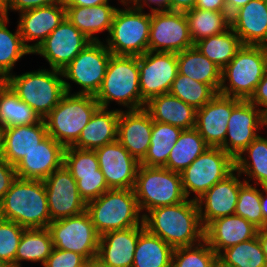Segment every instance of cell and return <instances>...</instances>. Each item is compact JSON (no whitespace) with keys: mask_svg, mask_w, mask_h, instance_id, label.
<instances>
[{"mask_svg":"<svg viewBox=\"0 0 267 267\" xmlns=\"http://www.w3.org/2000/svg\"><path fill=\"white\" fill-rule=\"evenodd\" d=\"M169 93L197 110L208 103L218 92L211 85L197 82L189 76L177 73Z\"/></svg>","mask_w":267,"mask_h":267,"instance_id":"b9f144b4","label":"cell"},{"mask_svg":"<svg viewBox=\"0 0 267 267\" xmlns=\"http://www.w3.org/2000/svg\"><path fill=\"white\" fill-rule=\"evenodd\" d=\"M194 8L227 13L226 0H197Z\"/></svg>","mask_w":267,"mask_h":267,"instance_id":"f5cc1de1","label":"cell"},{"mask_svg":"<svg viewBox=\"0 0 267 267\" xmlns=\"http://www.w3.org/2000/svg\"><path fill=\"white\" fill-rule=\"evenodd\" d=\"M8 23V17L0 22V72L6 77L12 74L14 65L21 57L33 54L24 44L18 26L15 33H12L6 27Z\"/></svg>","mask_w":267,"mask_h":267,"instance_id":"60d3db41","label":"cell"},{"mask_svg":"<svg viewBox=\"0 0 267 267\" xmlns=\"http://www.w3.org/2000/svg\"><path fill=\"white\" fill-rule=\"evenodd\" d=\"M63 165L76 181L80 180V176L103 175L95 150L66 147Z\"/></svg>","mask_w":267,"mask_h":267,"instance_id":"f6af8a7d","label":"cell"},{"mask_svg":"<svg viewBox=\"0 0 267 267\" xmlns=\"http://www.w3.org/2000/svg\"><path fill=\"white\" fill-rule=\"evenodd\" d=\"M257 232L256 226L234 214L210 222L204 228V240L218 255L224 249L255 238Z\"/></svg>","mask_w":267,"mask_h":267,"instance_id":"484cf974","label":"cell"},{"mask_svg":"<svg viewBox=\"0 0 267 267\" xmlns=\"http://www.w3.org/2000/svg\"><path fill=\"white\" fill-rule=\"evenodd\" d=\"M193 46L185 12H151L148 51L177 54Z\"/></svg>","mask_w":267,"mask_h":267,"instance_id":"5bb4252c","label":"cell"},{"mask_svg":"<svg viewBox=\"0 0 267 267\" xmlns=\"http://www.w3.org/2000/svg\"><path fill=\"white\" fill-rule=\"evenodd\" d=\"M140 234L141 225L102 234L96 261L103 267H132Z\"/></svg>","mask_w":267,"mask_h":267,"instance_id":"603a6c76","label":"cell"},{"mask_svg":"<svg viewBox=\"0 0 267 267\" xmlns=\"http://www.w3.org/2000/svg\"><path fill=\"white\" fill-rule=\"evenodd\" d=\"M25 229L14 221L0 218V260L9 267H14L19 242Z\"/></svg>","mask_w":267,"mask_h":267,"instance_id":"bcb514c9","label":"cell"},{"mask_svg":"<svg viewBox=\"0 0 267 267\" xmlns=\"http://www.w3.org/2000/svg\"><path fill=\"white\" fill-rule=\"evenodd\" d=\"M18 28L24 44L33 52L65 18L63 4L29 9L19 13ZM37 40L34 44L28 42Z\"/></svg>","mask_w":267,"mask_h":267,"instance_id":"d4e9b609","label":"cell"},{"mask_svg":"<svg viewBox=\"0 0 267 267\" xmlns=\"http://www.w3.org/2000/svg\"><path fill=\"white\" fill-rule=\"evenodd\" d=\"M47 136L43 119L35 124L3 128L0 130V155L9 164L16 166Z\"/></svg>","mask_w":267,"mask_h":267,"instance_id":"cb8c5ba5","label":"cell"},{"mask_svg":"<svg viewBox=\"0 0 267 267\" xmlns=\"http://www.w3.org/2000/svg\"><path fill=\"white\" fill-rule=\"evenodd\" d=\"M0 218L30 228H48L51 217L43 180L16 178L0 200Z\"/></svg>","mask_w":267,"mask_h":267,"instance_id":"7a4b0ae2","label":"cell"},{"mask_svg":"<svg viewBox=\"0 0 267 267\" xmlns=\"http://www.w3.org/2000/svg\"><path fill=\"white\" fill-rule=\"evenodd\" d=\"M7 84V77L0 72V90Z\"/></svg>","mask_w":267,"mask_h":267,"instance_id":"6125c7cd","label":"cell"},{"mask_svg":"<svg viewBox=\"0 0 267 267\" xmlns=\"http://www.w3.org/2000/svg\"><path fill=\"white\" fill-rule=\"evenodd\" d=\"M249 101L267 116V69Z\"/></svg>","mask_w":267,"mask_h":267,"instance_id":"816d5d0a","label":"cell"},{"mask_svg":"<svg viewBox=\"0 0 267 267\" xmlns=\"http://www.w3.org/2000/svg\"><path fill=\"white\" fill-rule=\"evenodd\" d=\"M109 189H134L140 163L118 140L95 149Z\"/></svg>","mask_w":267,"mask_h":267,"instance_id":"ac0fdd59","label":"cell"},{"mask_svg":"<svg viewBox=\"0 0 267 267\" xmlns=\"http://www.w3.org/2000/svg\"><path fill=\"white\" fill-rule=\"evenodd\" d=\"M145 229L173 248L193 246L204 240L197 201L188 198L181 203L156 207L142 213Z\"/></svg>","mask_w":267,"mask_h":267,"instance_id":"6da1fadb","label":"cell"},{"mask_svg":"<svg viewBox=\"0 0 267 267\" xmlns=\"http://www.w3.org/2000/svg\"><path fill=\"white\" fill-rule=\"evenodd\" d=\"M241 101L217 93L202 108L197 109L194 128L209 147H221L224 144L232 110Z\"/></svg>","mask_w":267,"mask_h":267,"instance_id":"d6986e66","label":"cell"},{"mask_svg":"<svg viewBox=\"0 0 267 267\" xmlns=\"http://www.w3.org/2000/svg\"><path fill=\"white\" fill-rule=\"evenodd\" d=\"M208 148L195 128L183 129L164 167L181 173Z\"/></svg>","mask_w":267,"mask_h":267,"instance_id":"d590c367","label":"cell"},{"mask_svg":"<svg viewBox=\"0 0 267 267\" xmlns=\"http://www.w3.org/2000/svg\"><path fill=\"white\" fill-rule=\"evenodd\" d=\"M260 189H261V209L265 220V227H267V187L261 186Z\"/></svg>","mask_w":267,"mask_h":267,"instance_id":"91938a15","label":"cell"},{"mask_svg":"<svg viewBox=\"0 0 267 267\" xmlns=\"http://www.w3.org/2000/svg\"><path fill=\"white\" fill-rule=\"evenodd\" d=\"M64 150L59 142L48 135L15 166L16 176L44 181L63 165Z\"/></svg>","mask_w":267,"mask_h":267,"instance_id":"7402d4cb","label":"cell"},{"mask_svg":"<svg viewBox=\"0 0 267 267\" xmlns=\"http://www.w3.org/2000/svg\"><path fill=\"white\" fill-rule=\"evenodd\" d=\"M57 4H62V0H7L5 11L7 17H9L8 11L10 10L20 13L29 9Z\"/></svg>","mask_w":267,"mask_h":267,"instance_id":"681fc988","label":"cell"},{"mask_svg":"<svg viewBox=\"0 0 267 267\" xmlns=\"http://www.w3.org/2000/svg\"><path fill=\"white\" fill-rule=\"evenodd\" d=\"M174 248L141 224L132 267H172Z\"/></svg>","mask_w":267,"mask_h":267,"instance_id":"1f68e13d","label":"cell"},{"mask_svg":"<svg viewBox=\"0 0 267 267\" xmlns=\"http://www.w3.org/2000/svg\"><path fill=\"white\" fill-rule=\"evenodd\" d=\"M125 6L115 11L105 45L113 55L141 56L148 51L151 12Z\"/></svg>","mask_w":267,"mask_h":267,"instance_id":"ba28073f","label":"cell"},{"mask_svg":"<svg viewBox=\"0 0 267 267\" xmlns=\"http://www.w3.org/2000/svg\"><path fill=\"white\" fill-rule=\"evenodd\" d=\"M248 182L239 189L235 215L245 218L258 229L265 228V220L261 209V190Z\"/></svg>","mask_w":267,"mask_h":267,"instance_id":"7bdbcfd3","label":"cell"},{"mask_svg":"<svg viewBox=\"0 0 267 267\" xmlns=\"http://www.w3.org/2000/svg\"><path fill=\"white\" fill-rule=\"evenodd\" d=\"M111 52L102 41L90 42L62 71L65 89L71 94V80L81 90L72 94L95 96L104 80Z\"/></svg>","mask_w":267,"mask_h":267,"instance_id":"30bf717a","label":"cell"},{"mask_svg":"<svg viewBox=\"0 0 267 267\" xmlns=\"http://www.w3.org/2000/svg\"><path fill=\"white\" fill-rule=\"evenodd\" d=\"M240 176L242 175L234 169L197 200L200 220L204 228L217 218L235 214L239 189L245 182L239 179Z\"/></svg>","mask_w":267,"mask_h":267,"instance_id":"ffe728a7","label":"cell"},{"mask_svg":"<svg viewBox=\"0 0 267 267\" xmlns=\"http://www.w3.org/2000/svg\"><path fill=\"white\" fill-rule=\"evenodd\" d=\"M88 263L79 253L53 248L43 267H86Z\"/></svg>","mask_w":267,"mask_h":267,"instance_id":"c3c4849f","label":"cell"},{"mask_svg":"<svg viewBox=\"0 0 267 267\" xmlns=\"http://www.w3.org/2000/svg\"><path fill=\"white\" fill-rule=\"evenodd\" d=\"M100 107L111 101L128 110L142 109L139 87V56L111 55L104 80L94 96Z\"/></svg>","mask_w":267,"mask_h":267,"instance_id":"3957f363","label":"cell"},{"mask_svg":"<svg viewBox=\"0 0 267 267\" xmlns=\"http://www.w3.org/2000/svg\"><path fill=\"white\" fill-rule=\"evenodd\" d=\"M215 267H229V266H227V265L221 263L219 260H217Z\"/></svg>","mask_w":267,"mask_h":267,"instance_id":"03108f58","label":"cell"},{"mask_svg":"<svg viewBox=\"0 0 267 267\" xmlns=\"http://www.w3.org/2000/svg\"><path fill=\"white\" fill-rule=\"evenodd\" d=\"M116 7L105 3L93 7L65 6V17L92 42L100 41L95 34L110 32Z\"/></svg>","mask_w":267,"mask_h":267,"instance_id":"f546056e","label":"cell"},{"mask_svg":"<svg viewBox=\"0 0 267 267\" xmlns=\"http://www.w3.org/2000/svg\"><path fill=\"white\" fill-rule=\"evenodd\" d=\"M0 2H1L4 6H6L7 0H0Z\"/></svg>","mask_w":267,"mask_h":267,"instance_id":"a7ac6f4b","label":"cell"},{"mask_svg":"<svg viewBox=\"0 0 267 267\" xmlns=\"http://www.w3.org/2000/svg\"><path fill=\"white\" fill-rule=\"evenodd\" d=\"M17 178L15 166L9 164L0 155V200L5 193L10 189L11 184Z\"/></svg>","mask_w":267,"mask_h":267,"instance_id":"f907efd6","label":"cell"},{"mask_svg":"<svg viewBox=\"0 0 267 267\" xmlns=\"http://www.w3.org/2000/svg\"><path fill=\"white\" fill-rule=\"evenodd\" d=\"M245 154V155H244ZM248 156V157H246ZM251 159V160H250ZM235 169L242 175L249 176L244 179L250 183L267 187V138L259 135L237 158L234 160Z\"/></svg>","mask_w":267,"mask_h":267,"instance_id":"d6a6232c","label":"cell"},{"mask_svg":"<svg viewBox=\"0 0 267 267\" xmlns=\"http://www.w3.org/2000/svg\"><path fill=\"white\" fill-rule=\"evenodd\" d=\"M251 0H226L227 13L231 16L236 10L246 5Z\"/></svg>","mask_w":267,"mask_h":267,"instance_id":"6f0895ef","label":"cell"},{"mask_svg":"<svg viewBox=\"0 0 267 267\" xmlns=\"http://www.w3.org/2000/svg\"><path fill=\"white\" fill-rule=\"evenodd\" d=\"M155 4L157 7H152L151 5ZM147 6L153 11H169V0H139L135 6L140 9H144V6Z\"/></svg>","mask_w":267,"mask_h":267,"instance_id":"db71d44e","label":"cell"},{"mask_svg":"<svg viewBox=\"0 0 267 267\" xmlns=\"http://www.w3.org/2000/svg\"><path fill=\"white\" fill-rule=\"evenodd\" d=\"M178 73L197 82L211 85L217 92L221 84V68L203 55L195 46L177 53Z\"/></svg>","mask_w":267,"mask_h":267,"instance_id":"4dcf8cb0","label":"cell"},{"mask_svg":"<svg viewBox=\"0 0 267 267\" xmlns=\"http://www.w3.org/2000/svg\"><path fill=\"white\" fill-rule=\"evenodd\" d=\"M242 45L240 38L231 27L224 33L206 37L194 43V46L221 70L234 58Z\"/></svg>","mask_w":267,"mask_h":267,"instance_id":"8d00e7d4","label":"cell"},{"mask_svg":"<svg viewBox=\"0 0 267 267\" xmlns=\"http://www.w3.org/2000/svg\"><path fill=\"white\" fill-rule=\"evenodd\" d=\"M90 42L91 40L65 17L33 54L43 56L51 69L62 70Z\"/></svg>","mask_w":267,"mask_h":267,"instance_id":"9a60e30c","label":"cell"},{"mask_svg":"<svg viewBox=\"0 0 267 267\" xmlns=\"http://www.w3.org/2000/svg\"><path fill=\"white\" fill-rule=\"evenodd\" d=\"M234 169V159L228 153L220 147H209L180 173L185 197L188 199L192 192L197 201Z\"/></svg>","mask_w":267,"mask_h":267,"instance_id":"8fae6325","label":"cell"},{"mask_svg":"<svg viewBox=\"0 0 267 267\" xmlns=\"http://www.w3.org/2000/svg\"><path fill=\"white\" fill-rule=\"evenodd\" d=\"M99 107L82 130L73 147L95 150L117 140L120 110Z\"/></svg>","mask_w":267,"mask_h":267,"instance_id":"83f0119b","label":"cell"},{"mask_svg":"<svg viewBox=\"0 0 267 267\" xmlns=\"http://www.w3.org/2000/svg\"><path fill=\"white\" fill-rule=\"evenodd\" d=\"M230 27L243 45L267 46V0H251L236 10Z\"/></svg>","mask_w":267,"mask_h":267,"instance_id":"4316f807","label":"cell"},{"mask_svg":"<svg viewBox=\"0 0 267 267\" xmlns=\"http://www.w3.org/2000/svg\"><path fill=\"white\" fill-rule=\"evenodd\" d=\"M266 69L267 46L242 45L234 58L222 69L218 93L249 100Z\"/></svg>","mask_w":267,"mask_h":267,"instance_id":"277c9868","label":"cell"},{"mask_svg":"<svg viewBox=\"0 0 267 267\" xmlns=\"http://www.w3.org/2000/svg\"><path fill=\"white\" fill-rule=\"evenodd\" d=\"M264 125L267 126V116L249 100H242L232 110L220 148L235 160L259 136L258 131Z\"/></svg>","mask_w":267,"mask_h":267,"instance_id":"2e32d148","label":"cell"},{"mask_svg":"<svg viewBox=\"0 0 267 267\" xmlns=\"http://www.w3.org/2000/svg\"><path fill=\"white\" fill-rule=\"evenodd\" d=\"M7 84L44 119L67 93L61 70L38 69L20 75L12 73Z\"/></svg>","mask_w":267,"mask_h":267,"instance_id":"8992f818","label":"cell"},{"mask_svg":"<svg viewBox=\"0 0 267 267\" xmlns=\"http://www.w3.org/2000/svg\"><path fill=\"white\" fill-rule=\"evenodd\" d=\"M257 237L259 239L261 248L264 252V255L267 261V227L263 229H258Z\"/></svg>","mask_w":267,"mask_h":267,"instance_id":"680465c9","label":"cell"},{"mask_svg":"<svg viewBox=\"0 0 267 267\" xmlns=\"http://www.w3.org/2000/svg\"><path fill=\"white\" fill-rule=\"evenodd\" d=\"M40 120L39 115L26 102L19 99L8 84L0 90V130L35 124Z\"/></svg>","mask_w":267,"mask_h":267,"instance_id":"74e56055","label":"cell"},{"mask_svg":"<svg viewBox=\"0 0 267 267\" xmlns=\"http://www.w3.org/2000/svg\"><path fill=\"white\" fill-rule=\"evenodd\" d=\"M53 248L48 228L25 229L19 242L14 267H21L22 261L40 262L44 265Z\"/></svg>","mask_w":267,"mask_h":267,"instance_id":"e575fe53","label":"cell"},{"mask_svg":"<svg viewBox=\"0 0 267 267\" xmlns=\"http://www.w3.org/2000/svg\"><path fill=\"white\" fill-rule=\"evenodd\" d=\"M134 192L140 212L185 201L181 175L165 167L139 165Z\"/></svg>","mask_w":267,"mask_h":267,"instance_id":"9c48e42d","label":"cell"},{"mask_svg":"<svg viewBox=\"0 0 267 267\" xmlns=\"http://www.w3.org/2000/svg\"><path fill=\"white\" fill-rule=\"evenodd\" d=\"M218 255L203 240L193 246L174 248L172 267H215Z\"/></svg>","mask_w":267,"mask_h":267,"instance_id":"ee69618b","label":"cell"},{"mask_svg":"<svg viewBox=\"0 0 267 267\" xmlns=\"http://www.w3.org/2000/svg\"><path fill=\"white\" fill-rule=\"evenodd\" d=\"M218 260L229 267H267L257 236L222 250L218 254Z\"/></svg>","mask_w":267,"mask_h":267,"instance_id":"ab89813d","label":"cell"},{"mask_svg":"<svg viewBox=\"0 0 267 267\" xmlns=\"http://www.w3.org/2000/svg\"><path fill=\"white\" fill-rule=\"evenodd\" d=\"M144 109L153 121L167 123L182 129L195 127L196 109L170 93L150 99Z\"/></svg>","mask_w":267,"mask_h":267,"instance_id":"f1b7e54d","label":"cell"},{"mask_svg":"<svg viewBox=\"0 0 267 267\" xmlns=\"http://www.w3.org/2000/svg\"><path fill=\"white\" fill-rule=\"evenodd\" d=\"M86 211L100 236L143 223L133 189H109L100 197L87 202Z\"/></svg>","mask_w":267,"mask_h":267,"instance_id":"5b68a950","label":"cell"},{"mask_svg":"<svg viewBox=\"0 0 267 267\" xmlns=\"http://www.w3.org/2000/svg\"><path fill=\"white\" fill-rule=\"evenodd\" d=\"M51 221L75 216L86 210L80 197L77 181L62 165L44 180Z\"/></svg>","mask_w":267,"mask_h":267,"instance_id":"e0dca14e","label":"cell"},{"mask_svg":"<svg viewBox=\"0 0 267 267\" xmlns=\"http://www.w3.org/2000/svg\"><path fill=\"white\" fill-rule=\"evenodd\" d=\"M177 73L176 53L147 51L139 56V87L142 109L150 99L169 93Z\"/></svg>","mask_w":267,"mask_h":267,"instance_id":"4fadbf2b","label":"cell"},{"mask_svg":"<svg viewBox=\"0 0 267 267\" xmlns=\"http://www.w3.org/2000/svg\"><path fill=\"white\" fill-rule=\"evenodd\" d=\"M0 267H9V266H7L4 262H2V261L0 260Z\"/></svg>","mask_w":267,"mask_h":267,"instance_id":"003e7915","label":"cell"},{"mask_svg":"<svg viewBox=\"0 0 267 267\" xmlns=\"http://www.w3.org/2000/svg\"><path fill=\"white\" fill-rule=\"evenodd\" d=\"M86 267H103V266L100 265V264L95 260V261L89 262V263L87 264Z\"/></svg>","mask_w":267,"mask_h":267,"instance_id":"e7e4bbea","label":"cell"},{"mask_svg":"<svg viewBox=\"0 0 267 267\" xmlns=\"http://www.w3.org/2000/svg\"><path fill=\"white\" fill-rule=\"evenodd\" d=\"M99 107L92 95L66 93L43 119L48 135L64 148L73 146Z\"/></svg>","mask_w":267,"mask_h":267,"instance_id":"52a82bcc","label":"cell"},{"mask_svg":"<svg viewBox=\"0 0 267 267\" xmlns=\"http://www.w3.org/2000/svg\"><path fill=\"white\" fill-rule=\"evenodd\" d=\"M7 18L5 6L0 2V22Z\"/></svg>","mask_w":267,"mask_h":267,"instance_id":"94428289","label":"cell"},{"mask_svg":"<svg viewBox=\"0 0 267 267\" xmlns=\"http://www.w3.org/2000/svg\"><path fill=\"white\" fill-rule=\"evenodd\" d=\"M121 4L125 5H135L139 0H119Z\"/></svg>","mask_w":267,"mask_h":267,"instance_id":"be15d7a7","label":"cell"},{"mask_svg":"<svg viewBox=\"0 0 267 267\" xmlns=\"http://www.w3.org/2000/svg\"><path fill=\"white\" fill-rule=\"evenodd\" d=\"M77 187L80 197L85 203L100 197L109 190L104 175L80 176L77 181Z\"/></svg>","mask_w":267,"mask_h":267,"instance_id":"7dc6e473","label":"cell"},{"mask_svg":"<svg viewBox=\"0 0 267 267\" xmlns=\"http://www.w3.org/2000/svg\"><path fill=\"white\" fill-rule=\"evenodd\" d=\"M153 120L143 108L120 109L117 140L140 163L146 156L151 142Z\"/></svg>","mask_w":267,"mask_h":267,"instance_id":"44dd1931","label":"cell"},{"mask_svg":"<svg viewBox=\"0 0 267 267\" xmlns=\"http://www.w3.org/2000/svg\"><path fill=\"white\" fill-rule=\"evenodd\" d=\"M182 130L177 126L153 121L150 146L140 165L164 167Z\"/></svg>","mask_w":267,"mask_h":267,"instance_id":"836d02e7","label":"cell"},{"mask_svg":"<svg viewBox=\"0 0 267 267\" xmlns=\"http://www.w3.org/2000/svg\"><path fill=\"white\" fill-rule=\"evenodd\" d=\"M109 3V0H62L64 6L93 7Z\"/></svg>","mask_w":267,"mask_h":267,"instance_id":"9f6ffc18","label":"cell"},{"mask_svg":"<svg viewBox=\"0 0 267 267\" xmlns=\"http://www.w3.org/2000/svg\"><path fill=\"white\" fill-rule=\"evenodd\" d=\"M193 43L213 35L224 33L230 28L228 13L193 8L185 12Z\"/></svg>","mask_w":267,"mask_h":267,"instance_id":"f35d334b","label":"cell"},{"mask_svg":"<svg viewBox=\"0 0 267 267\" xmlns=\"http://www.w3.org/2000/svg\"><path fill=\"white\" fill-rule=\"evenodd\" d=\"M48 229L54 248L79 253L89 262L96 260L100 235L86 210L75 216L51 221Z\"/></svg>","mask_w":267,"mask_h":267,"instance_id":"7c38bea8","label":"cell"},{"mask_svg":"<svg viewBox=\"0 0 267 267\" xmlns=\"http://www.w3.org/2000/svg\"><path fill=\"white\" fill-rule=\"evenodd\" d=\"M197 0H169V11L186 12L195 7Z\"/></svg>","mask_w":267,"mask_h":267,"instance_id":"11a10c76","label":"cell"}]
</instances>
